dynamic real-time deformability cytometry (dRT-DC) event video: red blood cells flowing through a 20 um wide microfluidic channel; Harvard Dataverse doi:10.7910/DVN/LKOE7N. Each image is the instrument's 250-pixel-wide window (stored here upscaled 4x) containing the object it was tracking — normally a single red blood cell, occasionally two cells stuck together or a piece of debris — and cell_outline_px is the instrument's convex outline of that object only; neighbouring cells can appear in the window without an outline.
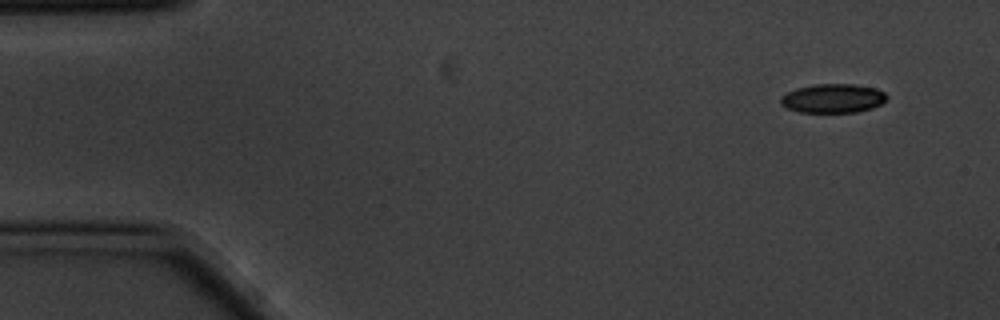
{"species": "common noctule bat (a hibernating species)", "species_latin": "Nyctalus noctula", "temperature_condition": "cold", "stored_images_in_passage": 4, "camera_frame_rate_fps": 3000, "um_per_image_px": 0.085, "animal": {"sex": "male", "body_mass_g": 20.1, "forearm_length_mm": 53.5}, "frame": {"image": 1, "passage_image": 1, "time_ms": 0.0, "image_size_px": [1000, 320], "cell_outline_px": [[888, 100], [872, 108], [856, 112], [800, 112], [788, 108], [780, 104], [780, 96], [796, 88], [816, 84], [856, 84], [876, 88], [884, 92], [888, 96]], "centroid_in_image_um": [70.82, 8.35], "position_along_channel_um": 14.2, "area_um2": 18.03}}